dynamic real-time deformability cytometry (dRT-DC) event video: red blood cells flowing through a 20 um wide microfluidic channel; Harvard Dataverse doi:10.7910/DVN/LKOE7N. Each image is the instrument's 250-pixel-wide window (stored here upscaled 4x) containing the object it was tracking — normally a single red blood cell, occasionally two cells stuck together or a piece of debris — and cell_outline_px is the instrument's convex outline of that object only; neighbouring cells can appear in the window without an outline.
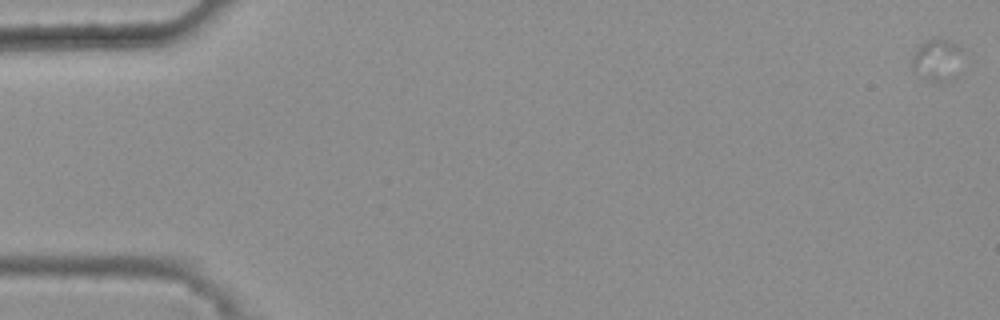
{"species": "common noctule bat (a hibernating species)", "species_latin": "Nyctalus noctula", "temperature_condition": "warm", "stored_images_in_passage": 21, "camera_frame_rate_fps": 3000, "um_per_image_px": 0.085, "animal": {"sex": "female", "body_mass_g": 25.1}, "frame": {"image": 1, "passage_image": 1, "time_ms": 0.0, "image_size_px": [1000, 320], "cell_outline_px": [[964, 48], [956, 76], [944, 84], [928, 80], [916, 72], [912, 68], [912, 52], [924, 40], [932, 36], [936, 36], [948, 40]], "centroid_in_image_um": [79.66, 5.05], "position_along_channel_um": 5.3, "area_um2": 13.01}}
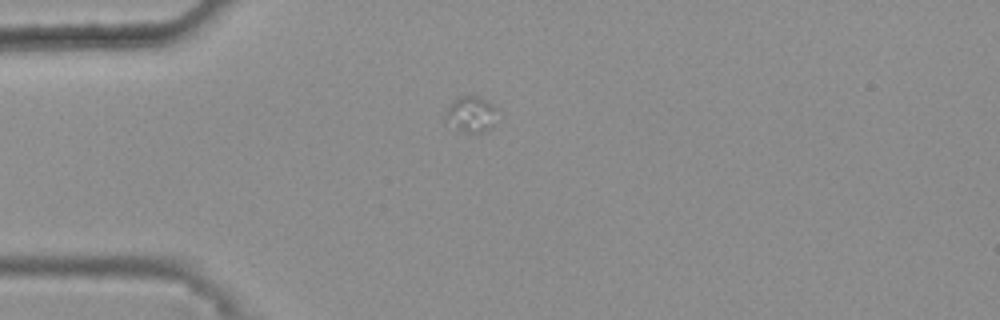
{"frame": {"image": 2, "passage_image": 15, "time_ms": 4.667, "image_size_px": [1000, 320], "cell_outline_px": [[496, 108], [492, 128], [484, 132], [464, 132], [444, 112], [460, 96], [476, 96], [488, 100]], "centroid_in_image_um": [40.14, 9.68], "position_along_channel_um": 44.9, "area_um2": 10.0}}